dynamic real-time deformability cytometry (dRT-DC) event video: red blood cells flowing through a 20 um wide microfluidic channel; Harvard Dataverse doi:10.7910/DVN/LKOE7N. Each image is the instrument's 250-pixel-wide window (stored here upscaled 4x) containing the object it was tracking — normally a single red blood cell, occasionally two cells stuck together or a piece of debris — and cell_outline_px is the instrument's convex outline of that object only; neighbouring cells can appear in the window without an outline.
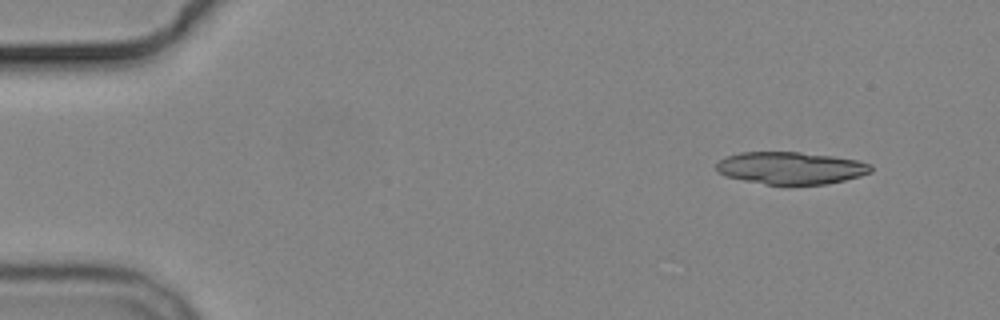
{"species": "common noctule bat (a hibernating species)", "species_latin": "Nyctalus noctula", "temperature_condition": "cold", "stored_images_in_passage": 5, "camera_frame_rate_fps": 3000, "um_per_image_px": 0.085, "animal": {"sex": "male", "body_mass_g": 19.2, "forearm_length_mm": 51.8}, "frame": {"image": 1, "passage_image": 1, "time_ms": 0.0, "image_size_px": [1000, 320], "cell_outline_px": [[872, 172], [860, 176], [828, 184], [788, 188], [764, 184], [744, 180], [728, 176], [720, 172], [716, 168], [716, 164], [720, 160], [728, 156], [740, 152], [800, 152], [832, 156], [856, 160], [872, 164]], "centroid_in_image_um": [67.26, 14.32], "position_along_channel_um": 17.7, "area_um2": 29.77}}
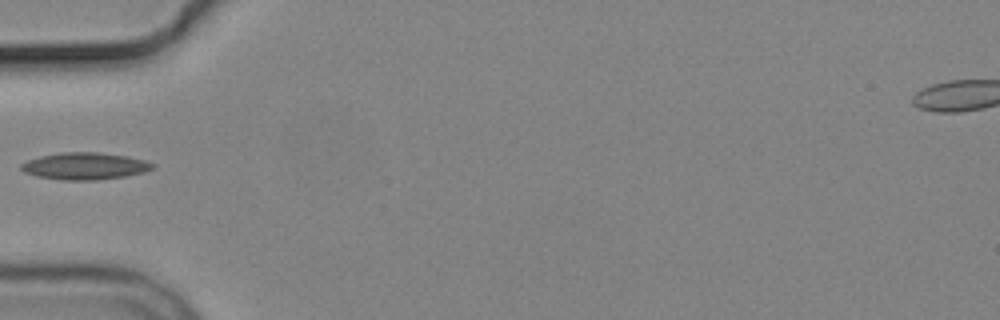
{"frame": {"image": 2, "passage_image": 5, "time_ms": 4.667, "image_size_px": [1000, 320], "cell_outline_px": [[156, 164], [152, 168], [144, 172], [124, 176], [96, 180], [60, 180], [36, 176], [24, 172], [20, 168], [20, 164], [28, 160], [40, 156], [60, 152], [96, 152], [124, 156], [144, 160]], "centroid_in_image_um": [7.16, 14.12], "position_along_channel_um": 77.8, "area_um2": 20.58}}